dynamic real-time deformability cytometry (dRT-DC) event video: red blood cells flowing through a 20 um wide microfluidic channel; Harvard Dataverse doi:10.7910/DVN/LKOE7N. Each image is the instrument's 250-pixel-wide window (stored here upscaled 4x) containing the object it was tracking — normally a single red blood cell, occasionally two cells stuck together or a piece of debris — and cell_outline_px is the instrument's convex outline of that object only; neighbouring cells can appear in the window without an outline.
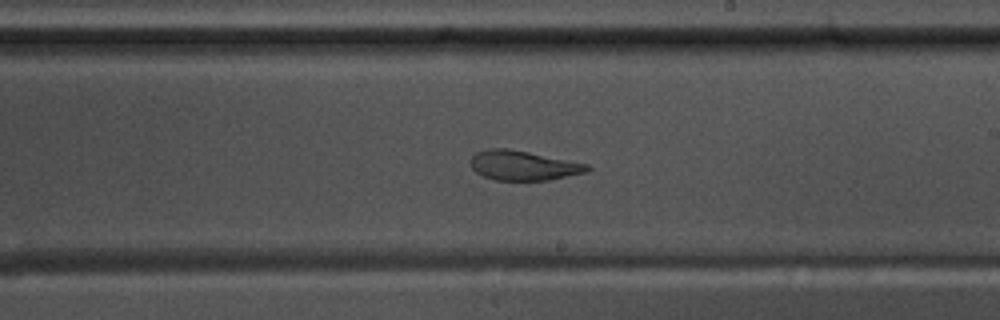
{"species": "common noctule bat (a hibernating species)", "species_latin": "Nyctalus noctula", "temperature_condition": "warm", "stored_images_in_passage": 46, "camera_frame_rate_fps": 3000, "um_per_image_px": 0.085, "animal": {"sex": "male", "body_mass_g": 17.5, "forearm_length_mm": 52.3}, "frame": {"image": 1, "passage_image": 23, "time_ms": 7.333, "image_size_px": [1000, 320], "cell_outline_px": [[592, 168], [588, 172], [548, 180], [496, 180], [484, 176], [476, 172], [472, 168], [472, 156], [476, 152], [488, 148], [504, 148], [528, 152], [588, 164]], "centroid_in_image_um": [44.5, 14.07], "position_along_channel_um": 244.5, "area_um2": 19.94}}
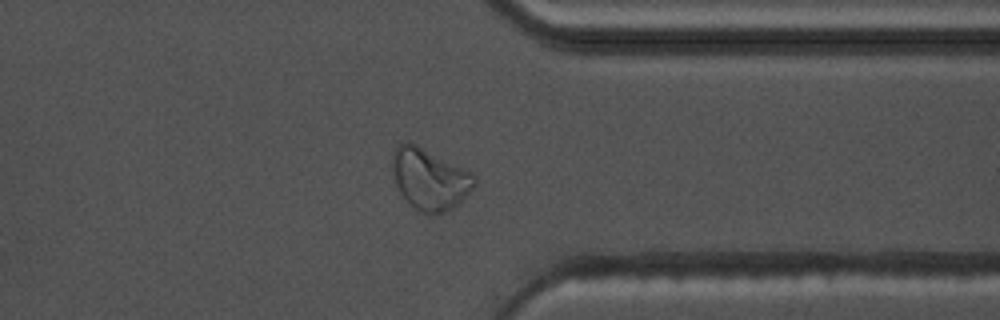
{"frame": {"image": 2, "passage_image": 34, "time_ms": 11.0, "image_size_px": [1000, 320], "cell_outline_px": [[476, 184], [452, 208], [436, 216], [420, 212], [400, 192], [396, 184], [392, 168], [392, 152], [404, 140], [416, 144], [472, 172], [476, 180]], "centroid_in_image_um": [36.51, 15.2], "position_along_channel_um": 374.9, "area_um2": 28.96}}
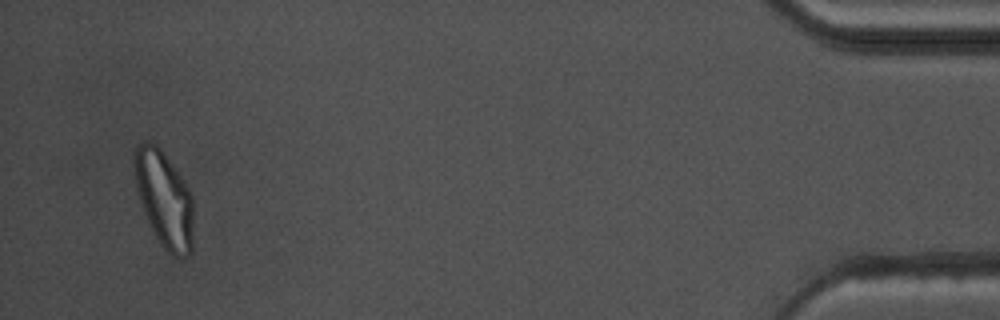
{"frame": {"image": 3, "passage_image": 44, "time_ms": 14.333, "image_size_px": [1000, 320], "cell_outline_px": [[192, 248], [188, 256], [172, 256], [160, 244], [148, 224], [136, 188], [132, 164], [132, 152], [136, 144], [144, 140], [152, 140], [164, 152], [188, 188], [192, 196]], "centroid_in_image_um": [13.9, 16.85], "position_along_channel_um": 421.3, "area_um2": 33.52}, "authors_computed_cell_mechanics": {"area_um2": 22.5998, "velocity_mm_per_s": 3.6438, "shape_relaxation_time_tau1_ms": null, "shape_relaxation_time_tau2_ms": 2.3896, "deformation_change_tau1": null, "deformation_change_tau2": 0.0971}}